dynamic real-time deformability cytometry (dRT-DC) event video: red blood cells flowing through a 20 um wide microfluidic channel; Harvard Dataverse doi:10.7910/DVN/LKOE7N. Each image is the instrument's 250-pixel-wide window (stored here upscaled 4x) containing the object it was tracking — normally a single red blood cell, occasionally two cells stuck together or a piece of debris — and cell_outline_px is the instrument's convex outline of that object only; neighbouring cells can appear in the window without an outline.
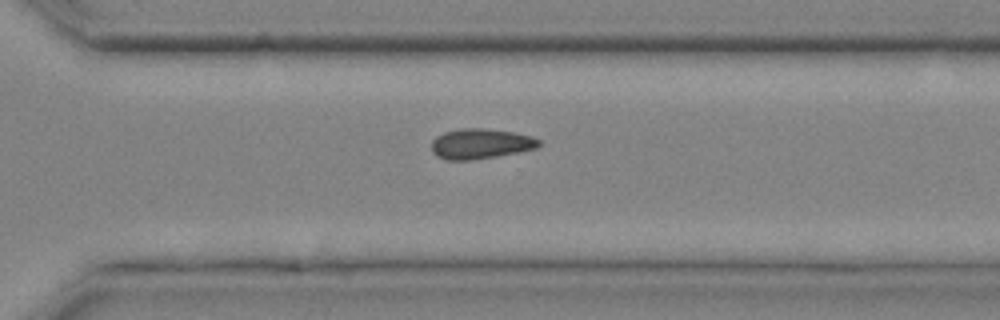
{"species": "common noctule bat (a hibernating species)", "species_latin": "Nyctalus noctula", "temperature_condition": "cold", "stored_images_in_passage": 21, "camera_frame_rate_fps": 3000, "um_per_image_px": 0.085, "animal": {"sex": "male", "body_mass_g": 20.4}, "frame": {"image": 1, "passage_image": 18, "time_ms": 5.667, "image_size_px": [1000, 320], "cell_outline_px": [[540, 144], [536, 148], [520, 152], [472, 160], [448, 160], [436, 156], [432, 152], [432, 140], [436, 136], [444, 132], [460, 128], [484, 128], [512, 132], [532, 136], [540, 140]], "centroid_in_image_um": [40.83, 12.22], "position_along_channel_um": 329.8, "area_um2": 18.96}}